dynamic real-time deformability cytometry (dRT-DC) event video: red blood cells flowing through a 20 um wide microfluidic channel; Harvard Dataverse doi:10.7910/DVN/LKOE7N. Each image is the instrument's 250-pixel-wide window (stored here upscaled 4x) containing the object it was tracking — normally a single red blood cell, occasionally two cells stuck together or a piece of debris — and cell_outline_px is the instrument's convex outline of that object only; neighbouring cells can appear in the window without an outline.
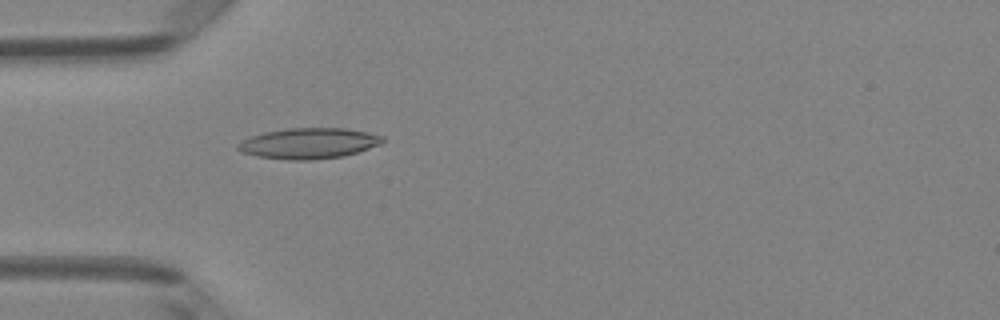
{"species": "Egyptian fruit bat (a non-hibernating species)", "species_latin": "Rousettus aegyptiacus", "temperature_condition": "room temperature", "stored_images_in_passage": 5, "camera_frame_rate_fps": 3000, "um_per_image_px": 0.085, "animal": {"sex": "female"}, "frame": {"image": 1, "passage_image": 5, "time_ms": 1.333, "image_size_px": [1000, 320], "cell_outline_px": [[384, 140], [380, 144], [344, 156], [312, 160], [288, 160], [256, 156], [240, 152], [236, 148], [236, 144], [252, 136], [264, 132], [288, 128], [344, 128], [368, 132], [384, 136]], "centroid_in_image_um": [26.22, 12.18], "position_along_channel_um": 58.8, "area_um2": 25.89}}